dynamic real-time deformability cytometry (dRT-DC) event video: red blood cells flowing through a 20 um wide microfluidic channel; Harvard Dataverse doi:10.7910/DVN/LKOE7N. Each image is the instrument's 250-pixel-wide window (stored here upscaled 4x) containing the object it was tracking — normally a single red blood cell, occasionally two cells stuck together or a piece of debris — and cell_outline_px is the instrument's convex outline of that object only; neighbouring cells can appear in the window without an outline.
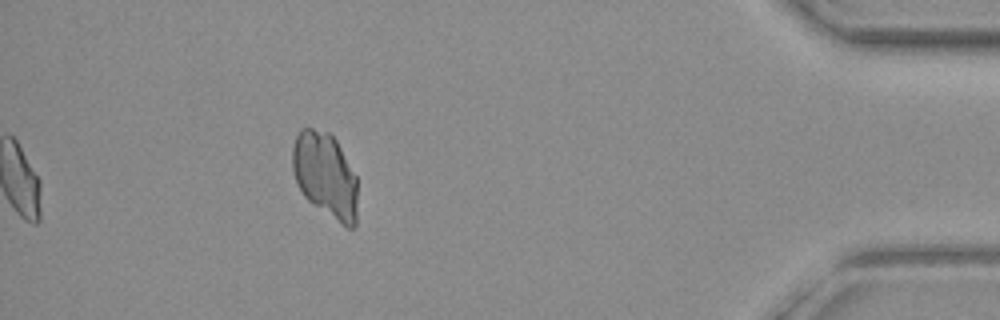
{"species": "common noctule bat (a hibernating species)", "species_latin": "Nyctalus noctula", "temperature_condition": "warm", "stored_images_in_passage": 36, "camera_frame_rate_fps": 3000, "um_per_image_px": 0.085, "animal": {"sex": "female", "body_mass_g": 19.3, "forearm_length_mm": 54.1}, "frame": {"image": 1, "passage_image": 36, "time_ms": 11.667, "image_size_px": [1000, 320], "cell_outline_px": [[356, 228], [348, 228], [312, 204], [304, 196], [296, 184], [292, 168], [292, 148], [296, 136], [300, 128], [312, 128], [328, 132], [336, 140], [356, 176]], "centroid_in_image_um": [27.62, 14.88], "position_along_channel_um": 407.6, "area_um2": 32.25}}